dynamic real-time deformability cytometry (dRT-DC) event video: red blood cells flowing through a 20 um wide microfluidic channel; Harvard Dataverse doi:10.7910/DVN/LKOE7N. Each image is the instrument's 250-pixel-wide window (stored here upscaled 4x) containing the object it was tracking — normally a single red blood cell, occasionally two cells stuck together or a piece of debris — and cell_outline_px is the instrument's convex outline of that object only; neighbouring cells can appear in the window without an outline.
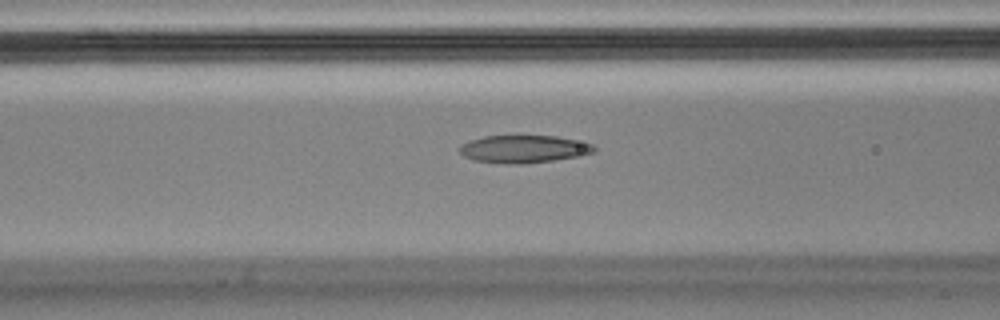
{"species": "Egyptian fruit bat (a non-hibernating species)", "species_latin": "Rousettus aegyptiacus", "temperature_condition": "cold", "stored_images_in_passage": 38, "camera_frame_rate_fps": 3000, "um_per_image_px": 0.085, "animal": {"sex": "male"}, "frame": {"image": 1, "passage_image": 14, "time_ms": 4.333, "image_size_px": [1000, 320], "cell_outline_px": [[596, 152], [580, 156], [524, 164], [508, 164], [472, 160], [464, 156], [460, 152], [460, 144], [484, 136], [556, 136], [592, 144], [596, 148]], "centroid_in_image_um": [44.52, 12.67], "position_along_channel_um": 122.1, "area_um2": 21.56}}
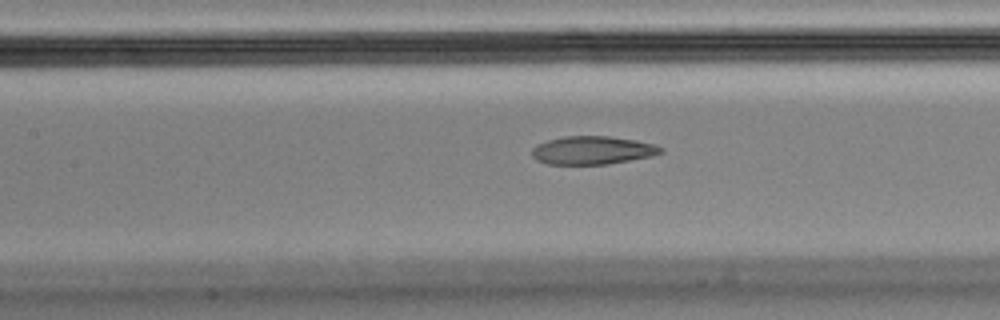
{"frame": {"image": 2, "passage_image": 17, "time_ms": 5.333, "image_size_px": [1000, 320], "cell_outline_px": [[664, 152], [652, 156], [608, 164], [548, 164], [536, 160], [532, 156], [532, 148], [536, 144], [548, 140], [564, 136], [608, 136], [636, 140], [652, 144], [664, 148]], "centroid_in_image_um": [50.35, 12.77], "position_along_channel_um": 157.0, "area_um2": 21.21}}
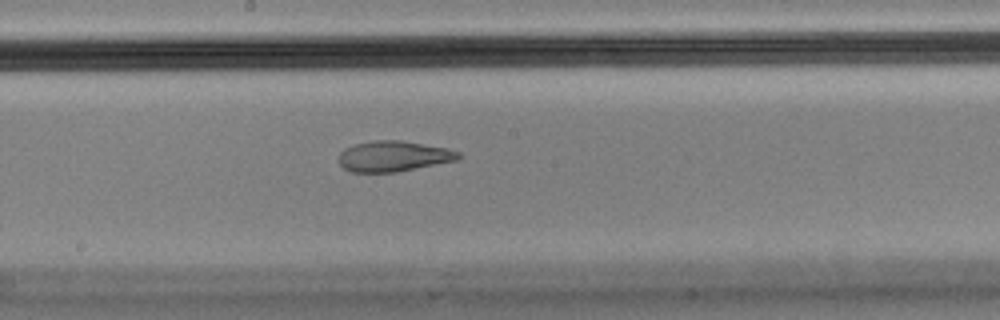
{"frame": {"image": 3, "passage_image": 22, "time_ms": 7.0, "image_size_px": [1000, 320], "cell_outline_px": [[460, 160], [396, 172], [352, 172], [344, 168], [336, 160], [340, 152], [344, 148], [352, 144], [372, 140], [400, 140], [448, 148], [460, 152]], "centroid_in_image_um": [33.43, 13.27], "position_along_channel_um": 214.8, "area_um2": 21.68}}